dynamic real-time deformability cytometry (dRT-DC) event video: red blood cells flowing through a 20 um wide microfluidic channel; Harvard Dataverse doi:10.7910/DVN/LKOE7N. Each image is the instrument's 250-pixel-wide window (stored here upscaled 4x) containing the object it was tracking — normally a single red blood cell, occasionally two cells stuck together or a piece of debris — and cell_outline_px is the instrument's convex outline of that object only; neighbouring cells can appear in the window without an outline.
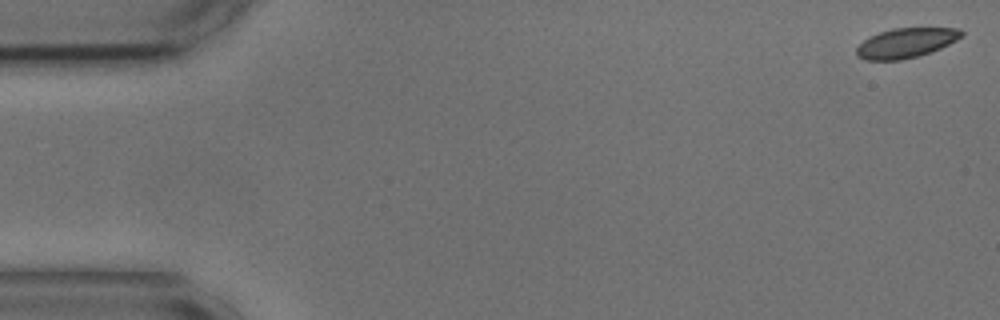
{"species": "common noctule bat (a hibernating species)", "species_latin": "Nyctalus noctula", "temperature_condition": "cold", "stored_images_in_passage": 54, "camera_frame_rate_fps": 3000, "um_per_image_px": 0.085, "animal": {"sex": "male", "body_mass_g": 17.9, "forearm_length_mm": 54.2}, "frame": {"image": 1, "passage_image": 1, "time_ms": 0.0, "image_size_px": [1000, 320], "cell_outline_px": [[964, 36], [940, 48], [916, 56], [900, 60], [864, 60], [856, 56], [856, 48], [868, 36], [892, 28], [960, 28], [964, 32]], "centroid_in_image_um": [76.99, 3.64], "position_along_channel_um": 8.0, "area_um2": 18.15}}
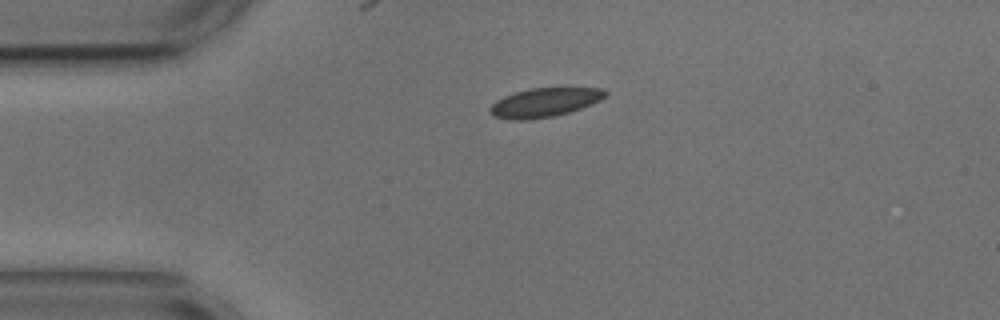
{"frame": {"image": 2, "passage_image": 12, "time_ms": 3.667, "image_size_px": [1000, 320], "cell_outline_px": [[608, 92], [600, 100], [592, 104], [568, 112], [552, 116], [524, 120], [512, 120], [492, 116], [488, 112], [488, 108], [496, 100], [504, 96], [516, 92], [532, 88], [604, 88]], "centroid_in_image_um": [46.24, 8.71], "position_along_channel_um": 38.8, "area_um2": 19.36}}
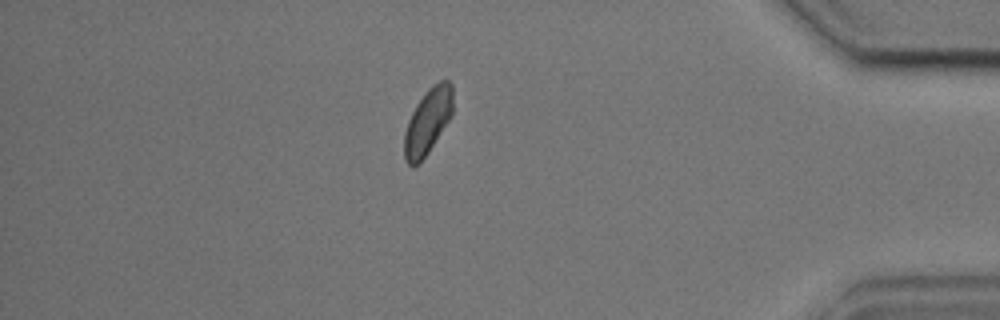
{"frame": {"image": 3, "passage_image": 47, "time_ms": 15.333, "image_size_px": [1000, 320], "cell_outline_px": [[452, 116], [428, 152], [412, 168], [404, 160], [404, 132], [408, 120], [416, 104], [428, 88], [432, 84], [440, 80], [448, 80], [452, 84]], "centroid_in_image_um": [36.35, 10.3], "position_along_channel_um": 398.8, "area_um2": 18.55}, "authors_computed_cell_mechanics": {"area_um2": 19.1029, "velocity_mm_per_s": 3.6427, "shape_relaxation_time_tau1_ms": 4.7004, "shape_relaxation_time_tau2_ms": 2.1057, "deformation_change_tau1": 0.0785, "deformation_change_tau2": 0.0544}}